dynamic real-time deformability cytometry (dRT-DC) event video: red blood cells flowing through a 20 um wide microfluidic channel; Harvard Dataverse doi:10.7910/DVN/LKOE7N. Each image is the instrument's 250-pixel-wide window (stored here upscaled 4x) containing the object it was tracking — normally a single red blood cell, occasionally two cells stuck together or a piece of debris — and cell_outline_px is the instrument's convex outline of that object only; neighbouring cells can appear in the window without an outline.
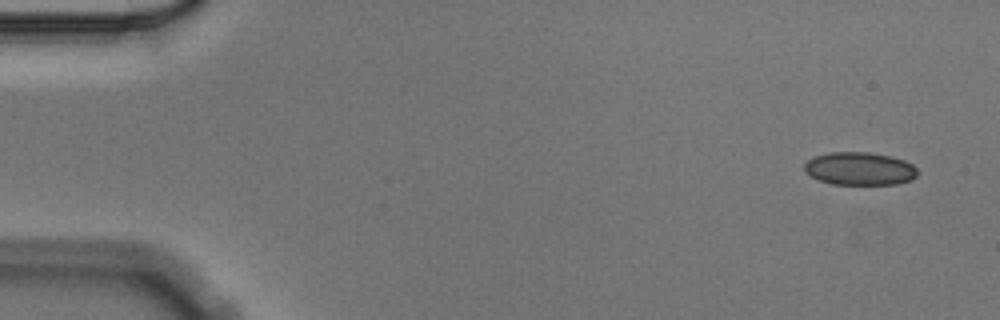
{"species": "Egyptian fruit bat (a non-hibernating species)", "species_latin": "Rousettus aegyptiacus", "temperature_condition": "cold", "stored_images_in_passage": 4, "camera_frame_rate_fps": 3000, "um_per_image_px": 0.085, "animal": {"sex": "male"}, "frame": {"image": 1, "passage_image": 1, "time_ms": 0.0, "image_size_px": [1000, 320], "cell_outline_px": [[920, 172], [912, 180], [896, 184], [832, 184], [820, 180], [804, 172], [804, 164], [812, 156], [828, 152], [868, 152], [892, 156], [904, 160], [912, 164]], "centroid_in_image_um": [73.08, 14.33], "position_along_channel_um": 11.9, "area_um2": 21.96}}
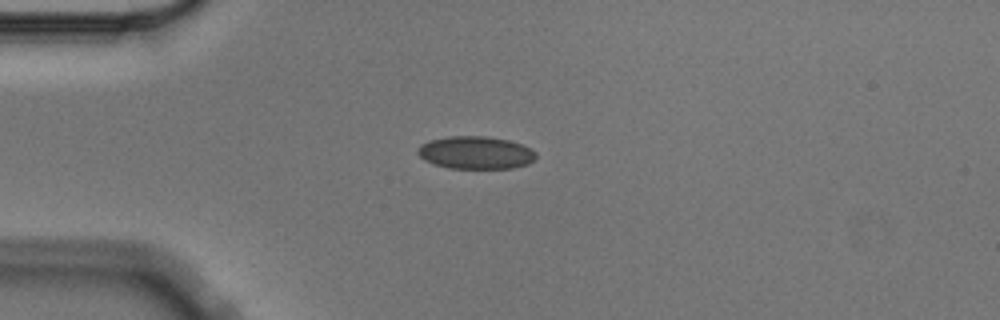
{"frame": {"image": 2, "passage_image": 4, "time_ms": 1.0, "image_size_px": [1000, 320], "cell_outline_px": [[536, 156], [528, 164], [512, 168], [448, 168], [432, 164], [424, 160], [416, 152], [416, 148], [420, 144], [432, 140], [448, 136], [488, 136], [508, 140], [520, 144], [536, 152]], "centroid_in_image_um": [40.38, 12.97], "position_along_channel_um": 44.6, "area_um2": 22.54}}